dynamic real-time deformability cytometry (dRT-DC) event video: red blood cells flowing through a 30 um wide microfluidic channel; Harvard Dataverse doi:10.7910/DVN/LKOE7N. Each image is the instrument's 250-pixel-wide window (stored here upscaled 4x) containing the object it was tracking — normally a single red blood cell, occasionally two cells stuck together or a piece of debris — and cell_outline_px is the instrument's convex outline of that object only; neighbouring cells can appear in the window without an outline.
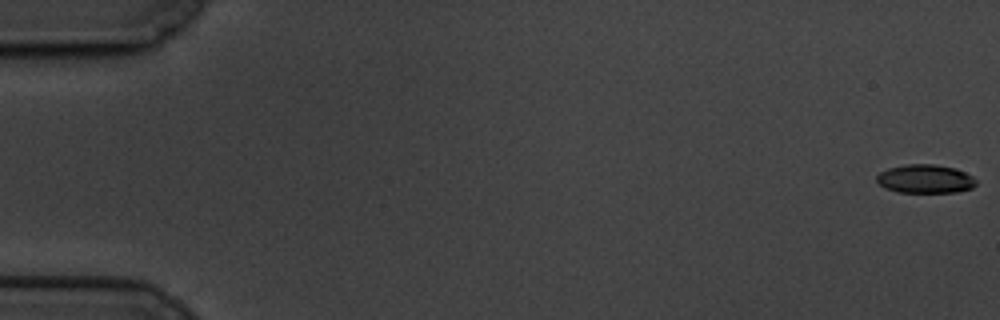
{"species": "common noctule bat (a hibernating species)", "species_latin": "Nyctalus noctula", "temperature_condition": "cold", "stored_images_in_passage": 10, "camera_frame_rate_fps": 3000, "um_per_image_px": 0.085, "animal": {"sex": "male", "body_mass_g": 19.5, "forearm_length_mm": 54.6}, "frame": {"image": 1, "passage_image": 1, "time_ms": 0.0, "image_size_px": [1000, 320], "cell_outline_px": [[976, 184], [972, 188], [956, 192], [896, 192], [884, 188], [876, 180], [876, 176], [880, 172], [888, 168], [904, 164], [936, 164], [956, 168], [972, 176], [976, 180]], "centroid_in_image_um": [78.63, 15.2], "position_along_channel_um": 6.4, "area_um2": 16.7}}